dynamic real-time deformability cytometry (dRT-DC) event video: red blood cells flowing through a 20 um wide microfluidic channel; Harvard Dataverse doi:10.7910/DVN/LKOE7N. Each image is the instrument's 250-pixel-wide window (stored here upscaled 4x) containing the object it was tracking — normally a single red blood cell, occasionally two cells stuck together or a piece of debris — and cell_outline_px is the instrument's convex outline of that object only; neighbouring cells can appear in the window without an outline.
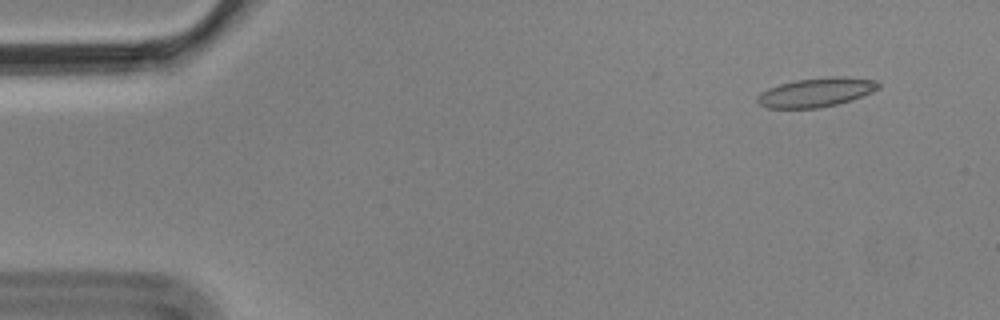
{"species": "Egyptian fruit bat (a non-hibernating species)", "species_latin": "Rousettus aegyptiacus", "temperature_condition": "cold", "stored_images_in_passage": 6, "camera_frame_rate_fps": 3000, "um_per_image_px": 0.085, "animal": {"sex": "male"}, "frame": {"image": 1, "passage_image": 2, "time_ms": 0.333, "image_size_px": [1000, 320], "cell_outline_px": [[880, 88], [872, 92], [852, 100], [836, 104], [816, 108], [768, 108], [760, 104], [756, 100], [756, 96], [760, 92], [768, 88], [780, 84], [796, 80], [832, 76], [844, 76], [876, 80], [880, 84]], "centroid_in_image_um": [69.38, 7.84], "position_along_channel_um": 15.6, "area_um2": 20.58}}
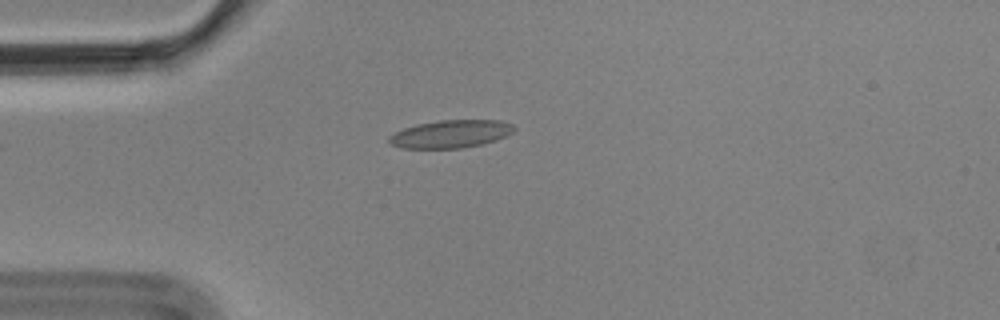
{"frame": {"image": 2, "passage_image": 5, "time_ms": 1.333, "image_size_px": [1000, 320], "cell_outline_px": [[516, 128], [512, 132], [496, 140], [480, 144], [460, 148], [400, 148], [388, 144], [388, 136], [404, 128], [416, 124], [440, 120], [500, 120], [512, 124]], "centroid_in_image_um": [38.27, 11.38], "position_along_channel_um": 46.7, "area_um2": 20.23}}
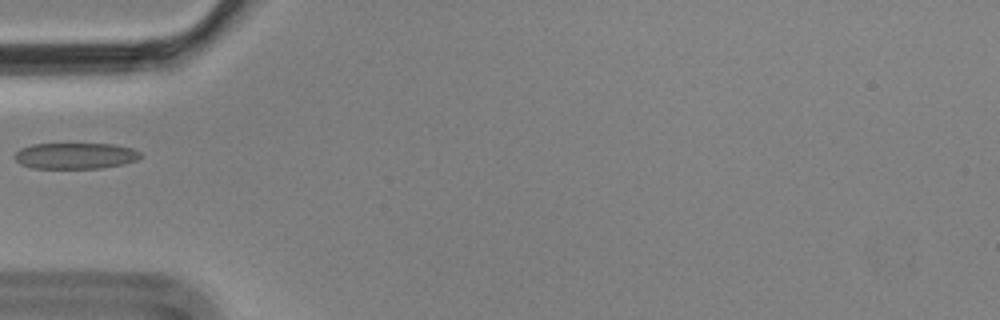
{"frame": {"image": 3, "passage_image": 6, "time_ms": 1.667, "image_size_px": [1000, 320], "cell_outline_px": [[140, 156], [136, 160], [120, 164], [100, 168], [32, 168], [20, 164], [12, 156], [20, 148], [32, 144], [112, 144], [132, 148], [140, 152]], "centroid_in_image_um": [6.34, 13.24], "position_along_channel_um": 78.7, "area_um2": 19.02}}